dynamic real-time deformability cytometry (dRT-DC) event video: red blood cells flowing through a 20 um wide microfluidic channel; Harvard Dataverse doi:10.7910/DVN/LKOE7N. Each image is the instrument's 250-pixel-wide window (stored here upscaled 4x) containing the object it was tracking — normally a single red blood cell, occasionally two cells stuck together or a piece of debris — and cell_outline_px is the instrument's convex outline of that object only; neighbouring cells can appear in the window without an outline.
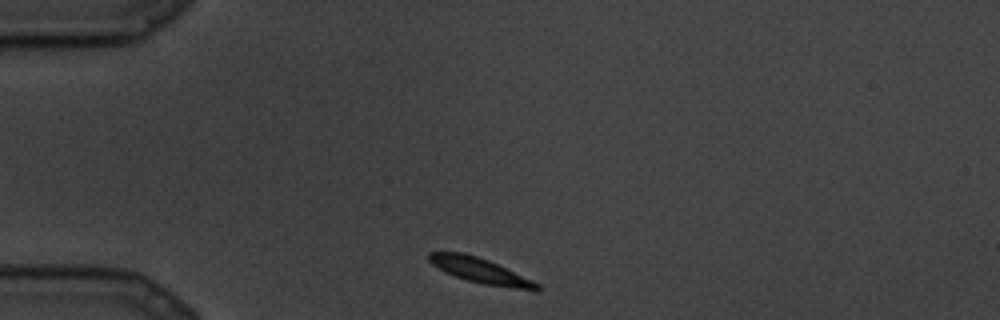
{"species": "common noctule bat (a hibernating species)", "species_latin": "Nyctalus noctula", "temperature_condition": "cold", "stored_images_in_passage": 7, "camera_frame_rate_fps": 3000, "um_per_image_px": 0.085, "animal": {"sex": "male", "body_mass_g": 19.5, "forearm_length_mm": 54.6}, "frame": {"image": 1, "passage_image": 1, "time_ms": 0.0, "image_size_px": [1000, 320], "cell_outline_px": [[540, 292], [536, 292], [484, 284], [468, 280], [456, 276], [432, 264], [428, 260], [428, 252], [464, 252], [488, 260], [532, 280], [540, 284]], "centroid_in_image_um": [40.89, 23.02], "position_along_channel_um": 44.1, "area_um2": 15.66}}
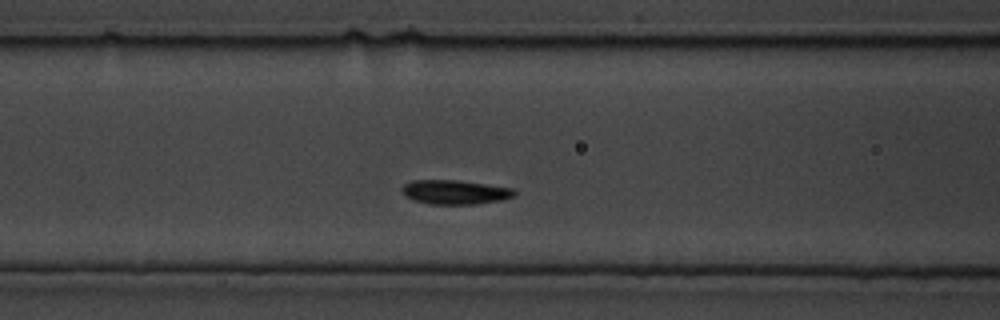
{"frame": {"image": 2, "passage_image": 5, "time_ms": 1.333, "image_size_px": [1000, 320], "cell_outline_px": [[516, 196], [500, 200], [476, 204], [428, 204], [412, 200], [404, 196], [400, 192], [400, 188], [404, 184], [412, 180], [456, 180], [512, 188], [516, 192]], "centroid_in_image_um": [38.6, 16.33], "position_along_channel_um": 128.0, "area_um2": 16.01}}
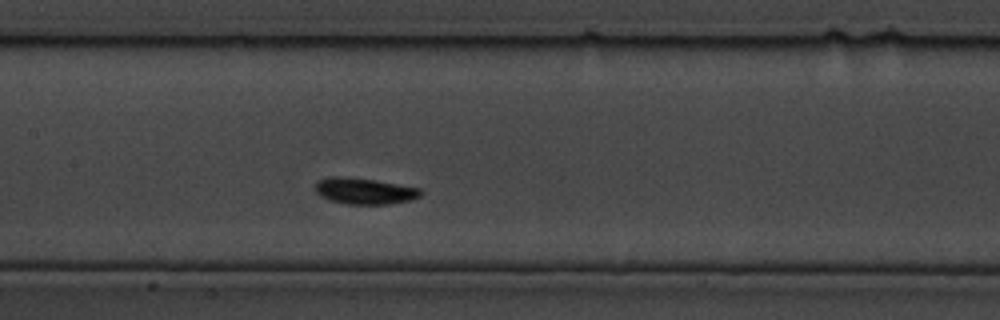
{"frame": {"image": 3, "passage_image": 7, "time_ms": 2.0, "image_size_px": [1000, 320], "cell_outline_px": [[424, 192], [420, 196], [408, 200], [388, 204], [348, 204], [332, 200], [320, 196], [316, 192], [316, 184], [320, 180], [328, 176], [344, 176], [376, 180], [420, 188]], "centroid_in_image_um": [30.99, 16.22], "position_along_channel_um": 176.4, "area_um2": 16.01}}